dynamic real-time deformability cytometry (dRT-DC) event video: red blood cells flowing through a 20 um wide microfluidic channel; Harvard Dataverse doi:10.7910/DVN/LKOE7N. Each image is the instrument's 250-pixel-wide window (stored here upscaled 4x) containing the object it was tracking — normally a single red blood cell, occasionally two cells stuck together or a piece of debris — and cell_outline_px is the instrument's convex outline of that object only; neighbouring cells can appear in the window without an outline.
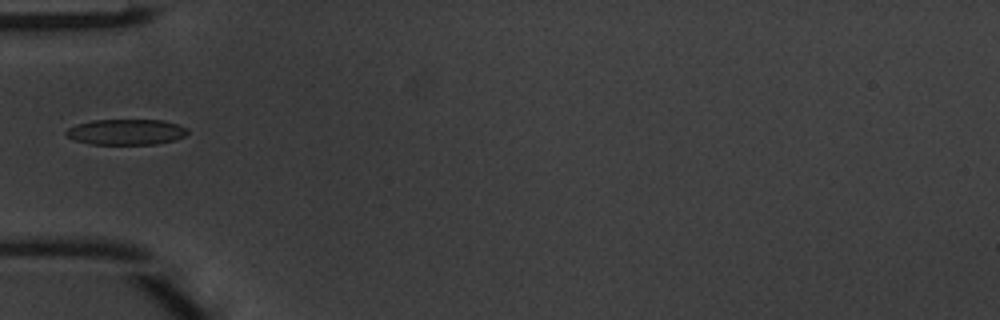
{"species": "common noctule bat (a hibernating species)", "species_latin": "Nyctalus noctula", "temperature_condition": "warm", "stored_images_in_passage": 5, "camera_frame_rate_fps": 3000, "um_per_image_px": 0.085, "animal": {"sex": "male", "body_mass_g": 20.1, "forearm_length_mm": 53.5}, "frame": {"image": 1, "passage_image": 1, "time_ms": 0.0, "image_size_px": [1000, 320], "cell_outline_px": [[188, 132], [184, 136], [172, 140], [156, 144], [92, 144], [76, 140], [68, 136], [64, 132], [68, 128], [76, 124], [92, 120], [164, 120], [188, 128]], "centroid_in_image_um": [10.72, 11.21], "position_along_channel_um": 74.3, "area_um2": 18.03}}